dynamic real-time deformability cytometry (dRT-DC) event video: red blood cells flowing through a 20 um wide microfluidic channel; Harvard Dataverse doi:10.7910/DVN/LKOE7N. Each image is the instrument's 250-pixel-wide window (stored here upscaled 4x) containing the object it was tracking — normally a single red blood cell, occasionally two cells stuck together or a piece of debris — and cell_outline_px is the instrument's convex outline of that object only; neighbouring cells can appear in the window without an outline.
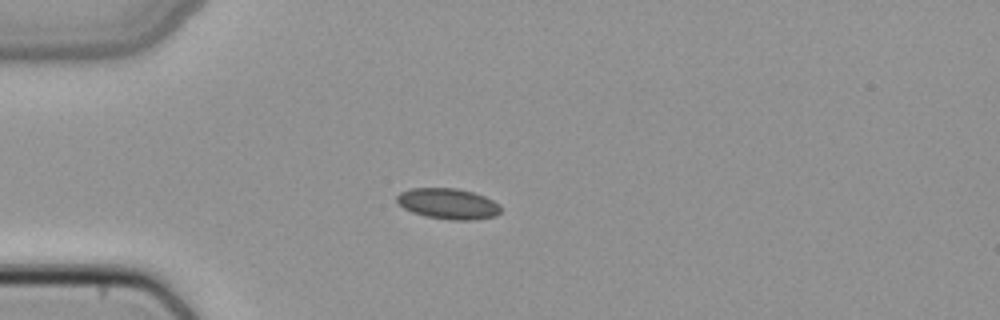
{"species": "common noctule bat (a hibernating species)", "species_latin": "Nyctalus noctula", "temperature_condition": "cold", "stored_images_in_passage": 37, "camera_frame_rate_fps": 3000, "um_per_image_px": 0.085, "animal": {"sex": "female", "body_mass_g": 22.7, "forearm_length_mm": 54.2}, "frame": {"image": 1, "passage_image": 1, "time_ms": 0.0, "image_size_px": [1000, 320], "cell_outline_px": [[500, 212], [496, 216], [476, 220], [448, 220], [424, 216], [412, 212], [404, 208], [396, 200], [396, 196], [400, 192], [412, 188], [456, 188], [472, 192], [484, 196], [500, 204]], "centroid_in_image_um": [38.09, 17.32], "position_along_channel_um": 46.9, "area_um2": 18.73}}
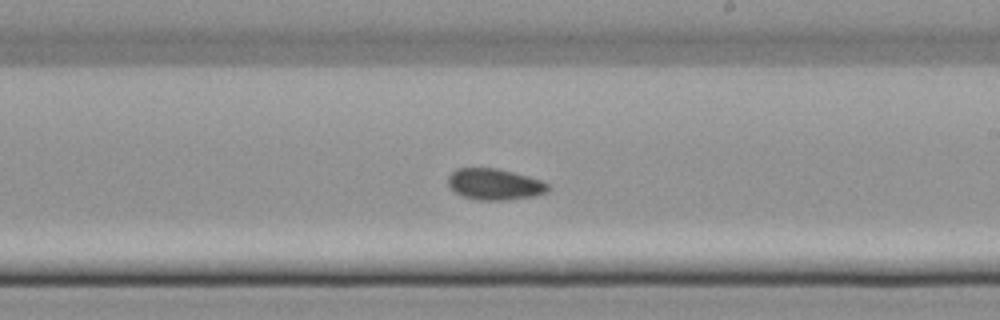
{"frame": {"image": 2, "passage_image": 17, "time_ms": 5.333, "image_size_px": [1000, 320], "cell_outline_px": [[552, 188], [548, 192], [536, 196], [508, 200], [476, 200], [460, 196], [448, 188], [448, 176], [456, 168], [496, 168], [528, 176], [540, 180], [548, 184]], "centroid_in_image_um": [42.03, 15.68], "position_along_channel_um": 247.0, "area_um2": 18.55}}
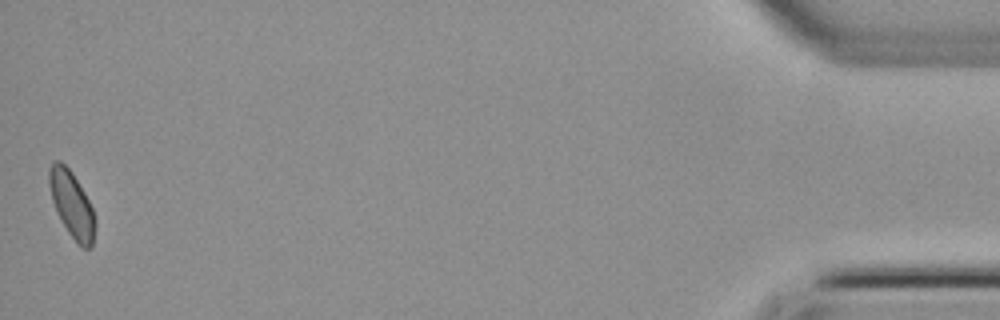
{"frame": {"image": 3, "passage_image": 37, "time_ms": 12.0, "image_size_px": [1000, 320], "cell_outline_px": [[96, 224], [92, 248], [80, 248], [68, 232], [60, 220], [52, 200], [48, 184], [48, 168], [56, 160], [60, 160], [72, 172], [84, 192], [92, 208], [96, 220]], "centroid_in_image_um": [6.1, 17.4], "position_along_channel_um": 429.1, "area_um2": 17.86}}